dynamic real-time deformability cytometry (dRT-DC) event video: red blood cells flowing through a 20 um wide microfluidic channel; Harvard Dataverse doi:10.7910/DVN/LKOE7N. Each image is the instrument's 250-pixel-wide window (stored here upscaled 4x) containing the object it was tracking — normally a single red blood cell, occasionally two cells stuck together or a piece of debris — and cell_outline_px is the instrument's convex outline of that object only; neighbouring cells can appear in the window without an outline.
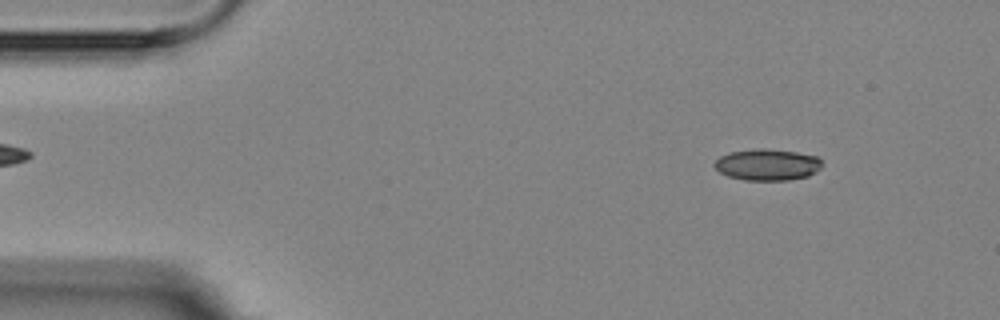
{"species": "Egyptian fruit bat (a non-hibernating species)", "species_latin": "Rousettus aegyptiacus", "temperature_condition": "room temperature", "stored_images_in_passage": 5, "camera_frame_rate_fps": 3000, "um_per_image_px": 0.085, "animal": {"sex": "female"}, "frame": {"image": 1, "passage_image": 2, "time_ms": 1.0, "image_size_px": [1000, 320], "cell_outline_px": [[824, 164], [816, 172], [808, 176], [788, 180], [744, 180], [728, 176], [720, 172], [712, 164], [720, 156], [728, 152], [760, 148], [764, 148], [796, 152], [816, 156]], "centroid_in_image_um": [65.22, 13.99], "position_along_channel_um": 19.8, "area_um2": 19.77}}
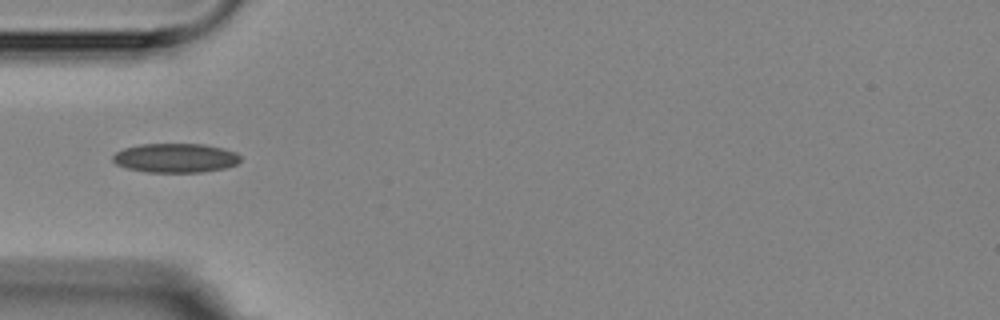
{"frame": {"image": 2, "passage_image": 5, "time_ms": 4.667, "image_size_px": [1000, 320], "cell_outline_px": [[240, 160], [236, 164], [224, 168], [200, 172], [144, 172], [128, 168], [116, 164], [112, 160], [112, 156], [116, 152], [124, 148], [140, 144], [204, 144], [236, 152], [240, 156]], "centroid_in_image_um": [14.88, 13.42], "position_along_channel_um": 70.1, "area_um2": 21.62}}